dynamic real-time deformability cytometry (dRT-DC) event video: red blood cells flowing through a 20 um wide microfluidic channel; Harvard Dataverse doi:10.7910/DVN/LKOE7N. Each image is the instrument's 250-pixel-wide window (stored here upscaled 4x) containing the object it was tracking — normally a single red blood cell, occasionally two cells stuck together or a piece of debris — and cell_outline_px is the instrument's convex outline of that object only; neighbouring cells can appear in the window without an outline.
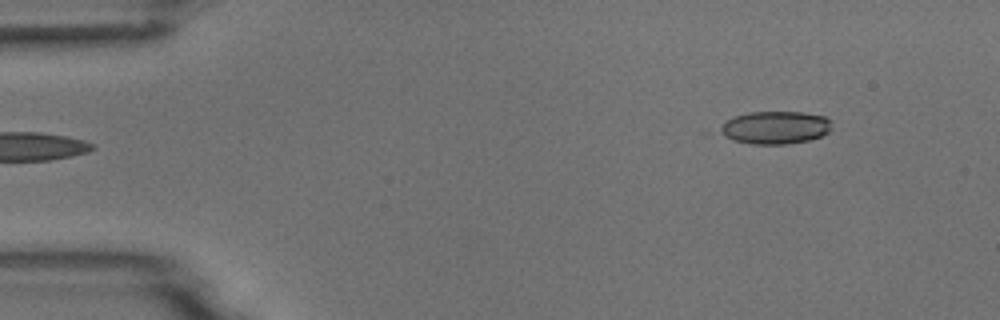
{"species": "common noctule bat (a hibernating species)", "species_latin": "Nyctalus noctula", "temperature_condition": "room temperature", "stored_images_in_passage": 6, "camera_frame_rate_fps": 3000, "um_per_image_px": 0.085, "animal": {"sex": "male", "body_mass_g": 18.8}, "frame": {"image": 1, "passage_image": 6, "time_ms": 5.667, "image_size_px": [1000, 320], "cell_outline_px": [[832, 128], [828, 132], [820, 136], [808, 140], [788, 144], [752, 144], [732, 140], [716, 132], [716, 128], [728, 120], [736, 116], [748, 112], [804, 112], [824, 116], [828, 120]], "centroid_in_image_um": [65.83, 10.84], "position_along_channel_um": 19.2, "area_um2": 21.44}}